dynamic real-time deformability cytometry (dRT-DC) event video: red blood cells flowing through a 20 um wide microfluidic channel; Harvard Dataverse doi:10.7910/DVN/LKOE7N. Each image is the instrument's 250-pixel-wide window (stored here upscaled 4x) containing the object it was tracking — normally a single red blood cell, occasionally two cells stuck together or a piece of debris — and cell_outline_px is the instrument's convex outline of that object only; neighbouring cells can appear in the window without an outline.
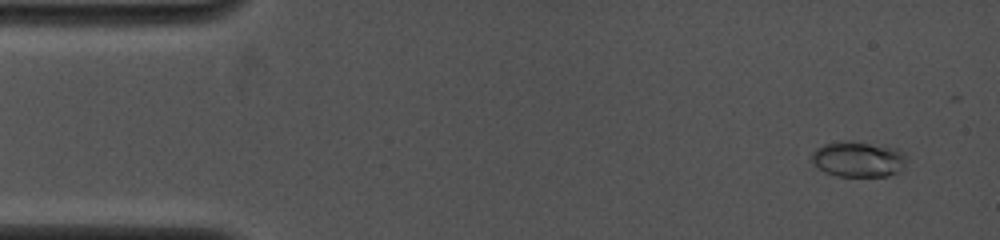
{"species": "common noctule bat (a hibernating species)", "species_latin": "Nyctalus noctula", "temperature_condition": "cold", "stored_images_in_passage": 16, "camera_frame_rate_fps": 4000, "um_per_image_px": 0.085, "animal": {"sex": "female", "body_mass_g": 19.0, "forearm_length_mm": 53.3}, "frame": {"image": 1, "passage_image": 1, "time_ms": 0.0, "image_size_px": [1000, 240], "cell_outline_px": [[908, 156], [900, 172], [888, 176], [836, 176], [824, 172], [812, 164], [812, 152], [816, 148], [824, 144], [840, 140], [844, 140], [896, 148], [904, 152]], "centroid_in_image_um": [72.94, 13.54], "position_along_channel_um": 12.1, "area_um2": 19.88}}
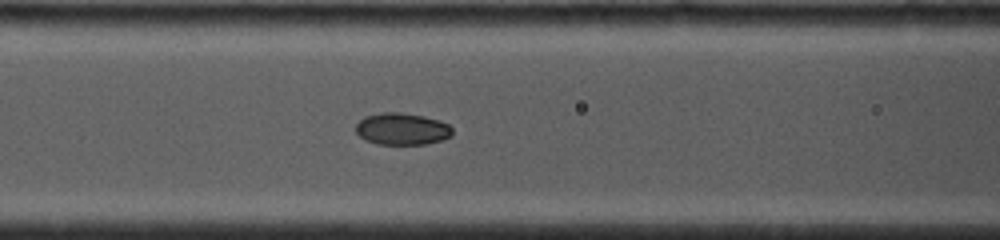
{"frame": {"image": 2, "passage_image": 9, "time_ms": 5.5, "image_size_px": [1000, 240], "cell_outline_px": [[452, 136], [444, 140], [424, 144], [376, 144], [364, 140], [356, 132], [356, 124], [364, 116], [380, 112], [400, 112], [424, 116], [440, 120], [448, 124], [452, 128]], "centroid_in_image_um": [34.17, 10.96], "position_along_channel_um": 132.4, "area_um2": 18.21}}
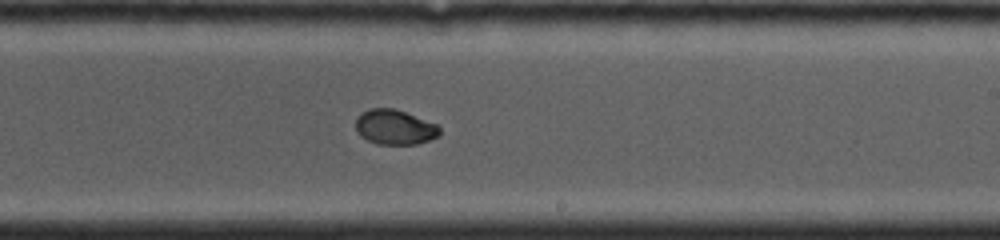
{"frame": {"image": 3, "passage_image": 16, "time_ms": 8.5, "image_size_px": [1000, 240], "cell_outline_px": [[440, 136], [416, 144], [376, 144], [360, 136], [356, 132], [356, 116], [360, 112], [368, 108], [392, 108], [404, 112], [436, 124], [440, 128]], "centroid_in_image_um": [33.51, 10.81], "position_along_channel_um": 255.5, "area_um2": 17.11}}